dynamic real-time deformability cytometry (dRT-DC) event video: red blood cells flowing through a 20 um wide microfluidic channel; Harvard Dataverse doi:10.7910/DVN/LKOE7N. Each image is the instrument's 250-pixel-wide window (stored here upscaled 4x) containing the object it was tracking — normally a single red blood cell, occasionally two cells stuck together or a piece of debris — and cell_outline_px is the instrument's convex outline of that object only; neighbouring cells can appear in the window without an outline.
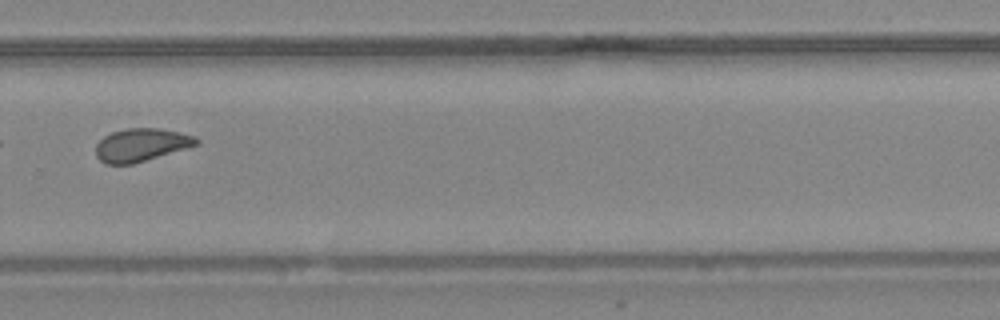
{"species": "common noctule bat (a hibernating species)", "species_latin": "Nyctalus noctula", "temperature_condition": "warm", "stored_images_in_passage": 32, "camera_frame_rate_fps": 3000, "um_per_image_px": 0.085, "animal": {"sex": "female", "body_mass_g": 24.6, "forearm_length_mm": 56.2}, "frame": {"image": 1, "passage_image": 19, "time_ms": 6.0, "image_size_px": [1000, 320], "cell_outline_px": [[200, 144], [132, 164], [104, 164], [96, 156], [96, 144], [104, 136], [112, 132], [124, 128], [160, 128], [180, 132], [196, 136], [200, 140]], "centroid_in_image_um": [12.01, 12.3], "position_along_channel_um": 317.8, "area_um2": 19.42}, "authors_computed_cell_mechanics": {"area_um2": 19.3919, "velocity_mm_per_s": 4.4629, "shape_relaxation_time_tau1_ms": null, "shape_relaxation_time_tau2_ms": 1.3989, "deformation_change_tau1": null, "deformation_change_tau2": 0.0816}}